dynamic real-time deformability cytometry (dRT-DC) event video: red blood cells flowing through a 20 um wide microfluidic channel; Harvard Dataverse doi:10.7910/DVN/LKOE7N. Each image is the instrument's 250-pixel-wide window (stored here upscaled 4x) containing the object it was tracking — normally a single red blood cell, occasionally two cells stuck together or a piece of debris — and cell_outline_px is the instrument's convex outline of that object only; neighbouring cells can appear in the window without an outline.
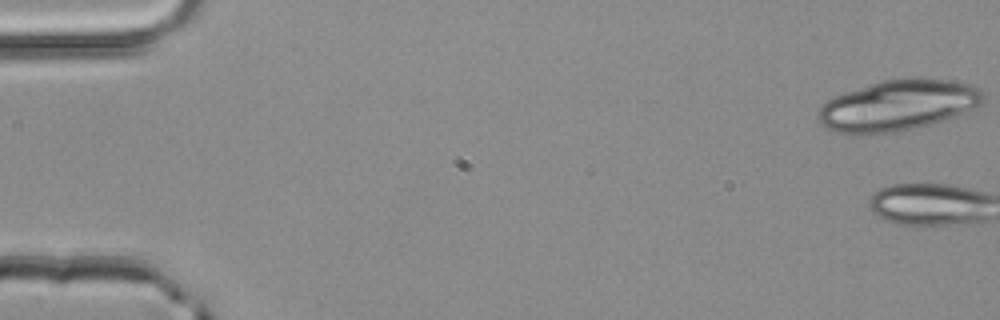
{"species": "common noctule bat (a hibernating species)", "species_latin": "Nyctalus noctula", "temperature_condition": "room temperature", "stored_images_in_passage": 2, "camera_frame_rate_fps": 3000, "um_per_image_px": 0.085, "animal": {"sex": "male", "body_mass_g": 20.4}, "frame": {"image": 1, "passage_image": 1, "time_ms": 0.0, "image_size_px": [1000, 320], "cell_outline_px": [[984, 104], [952, 116], [928, 124], [892, 132], [860, 136], [852, 136], [836, 132], [824, 128], [816, 116], [816, 112], [820, 104], [836, 96], [868, 84], [880, 80], [904, 76], [916, 76], [948, 80], [972, 84], [980, 88], [984, 92]], "centroid_in_image_um": [76.27, 8.94], "position_along_channel_um": 8.7, "area_um2": 49.65}}